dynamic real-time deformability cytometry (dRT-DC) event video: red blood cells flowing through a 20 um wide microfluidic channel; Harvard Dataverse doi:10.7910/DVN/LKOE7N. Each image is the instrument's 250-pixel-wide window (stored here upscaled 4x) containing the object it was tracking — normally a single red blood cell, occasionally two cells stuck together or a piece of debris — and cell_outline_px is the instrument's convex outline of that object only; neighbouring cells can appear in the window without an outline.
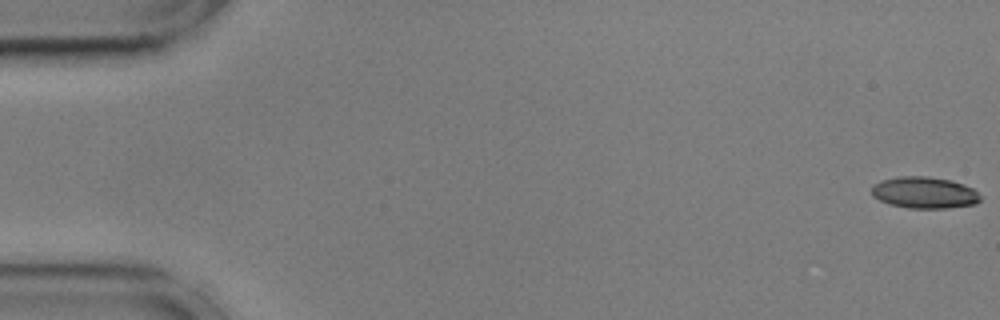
{"species": "common noctule bat (a hibernating species)", "species_latin": "Nyctalus noctula", "temperature_condition": "cold", "stored_images_in_passage": 16, "camera_frame_rate_fps": 3000, "um_per_image_px": 0.085, "animal": {"sex": "male", "body_mass_g": 17.9, "forearm_length_mm": 54.2}, "frame": {"image": 1, "passage_image": 1, "time_ms": 0.0, "image_size_px": [1000, 320], "cell_outline_px": [[980, 200], [976, 204], [948, 208], [908, 208], [888, 204], [872, 196], [872, 184], [880, 180], [896, 176], [928, 176], [952, 180], [964, 184], [972, 188], [980, 196]], "centroid_in_image_um": [78.54, 16.36], "position_along_channel_um": 6.5, "area_um2": 20.23}}
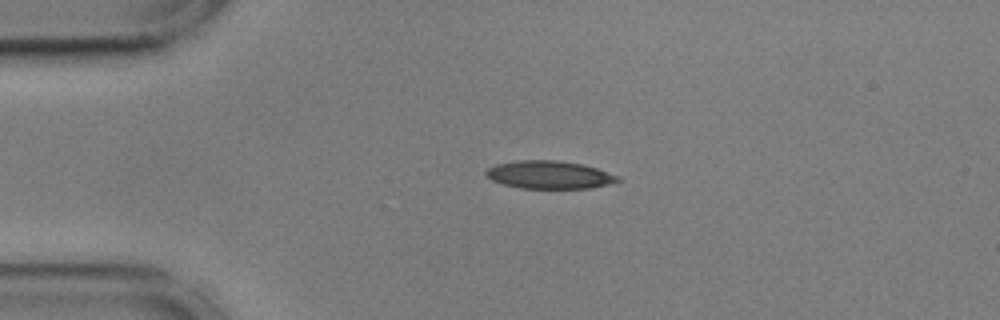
{"frame": {"image": 2, "passage_image": 13, "time_ms": 4.0, "image_size_px": [1000, 320], "cell_outline_px": [[620, 180], [588, 188], [520, 188], [504, 184], [492, 180], [484, 172], [488, 168], [496, 164], [520, 160], [556, 160], [580, 164], [596, 168], [620, 176]], "centroid_in_image_um": [46.66, 14.85], "position_along_channel_um": 38.3, "area_um2": 21.04}}